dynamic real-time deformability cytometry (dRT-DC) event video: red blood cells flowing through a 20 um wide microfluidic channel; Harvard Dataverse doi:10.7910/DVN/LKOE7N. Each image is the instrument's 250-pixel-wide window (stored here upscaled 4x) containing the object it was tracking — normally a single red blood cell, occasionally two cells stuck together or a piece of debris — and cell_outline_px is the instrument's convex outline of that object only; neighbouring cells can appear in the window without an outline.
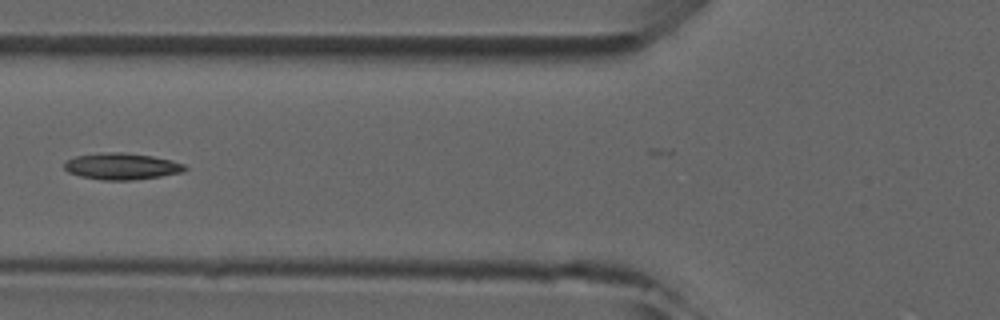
{"species": "common noctule bat (a hibernating species)", "species_latin": "Nyctalus noctula", "temperature_condition": "room temperature", "stored_images_in_passage": 5, "camera_frame_rate_fps": 3000, "um_per_image_px": 0.085, "animal": {"sex": "male", "forearm_length_mm": 52.5}, "frame": {"image": 1, "passage_image": 5, "time_ms": 4.667, "image_size_px": [1000, 320], "cell_outline_px": [[188, 168], [184, 172], [160, 176], [132, 180], [100, 180], [80, 176], [68, 172], [64, 168], [64, 164], [68, 160], [76, 156], [100, 152], [124, 152], [152, 156], [172, 160], [184, 164]], "centroid_in_image_um": [10.35, 14.13], "position_along_channel_um": 115.4, "area_um2": 18.73}}